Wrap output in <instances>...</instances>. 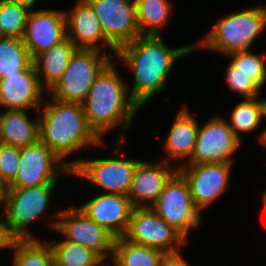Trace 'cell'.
Returning <instances> with one entry per match:
<instances>
[{
	"label": "cell",
	"instance_id": "cell-21",
	"mask_svg": "<svg viewBox=\"0 0 266 266\" xmlns=\"http://www.w3.org/2000/svg\"><path fill=\"white\" fill-rule=\"evenodd\" d=\"M26 111H0V143L21 149L40 140L39 119H29Z\"/></svg>",
	"mask_w": 266,
	"mask_h": 266
},
{
	"label": "cell",
	"instance_id": "cell-27",
	"mask_svg": "<svg viewBox=\"0 0 266 266\" xmlns=\"http://www.w3.org/2000/svg\"><path fill=\"white\" fill-rule=\"evenodd\" d=\"M266 116V98L263 99H244L237 104L232 113L229 127L233 133L242 140L240 133L255 130Z\"/></svg>",
	"mask_w": 266,
	"mask_h": 266
},
{
	"label": "cell",
	"instance_id": "cell-31",
	"mask_svg": "<svg viewBox=\"0 0 266 266\" xmlns=\"http://www.w3.org/2000/svg\"><path fill=\"white\" fill-rule=\"evenodd\" d=\"M226 80L229 89L244 96V99L257 98L261 88L247 75L238 71V68L231 62L226 69Z\"/></svg>",
	"mask_w": 266,
	"mask_h": 266
},
{
	"label": "cell",
	"instance_id": "cell-38",
	"mask_svg": "<svg viewBox=\"0 0 266 266\" xmlns=\"http://www.w3.org/2000/svg\"><path fill=\"white\" fill-rule=\"evenodd\" d=\"M262 204H263V206H264V209H265V211H266V192L263 194V196H262ZM265 214H266V212H265Z\"/></svg>",
	"mask_w": 266,
	"mask_h": 266
},
{
	"label": "cell",
	"instance_id": "cell-35",
	"mask_svg": "<svg viewBox=\"0 0 266 266\" xmlns=\"http://www.w3.org/2000/svg\"><path fill=\"white\" fill-rule=\"evenodd\" d=\"M7 194H8V185H6L0 179V205H2V207H5V203H6V199H7Z\"/></svg>",
	"mask_w": 266,
	"mask_h": 266
},
{
	"label": "cell",
	"instance_id": "cell-6",
	"mask_svg": "<svg viewBox=\"0 0 266 266\" xmlns=\"http://www.w3.org/2000/svg\"><path fill=\"white\" fill-rule=\"evenodd\" d=\"M112 59L113 55L103 53L102 50L77 49L69 59L61 79L49 91L51 97L63 102L83 104L91 86Z\"/></svg>",
	"mask_w": 266,
	"mask_h": 266
},
{
	"label": "cell",
	"instance_id": "cell-14",
	"mask_svg": "<svg viewBox=\"0 0 266 266\" xmlns=\"http://www.w3.org/2000/svg\"><path fill=\"white\" fill-rule=\"evenodd\" d=\"M231 167L217 163L178 165V171L187 180L193 202L200 211L225 193Z\"/></svg>",
	"mask_w": 266,
	"mask_h": 266
},
{
	"label": "cell",
	"instance_id": "cell-17",
	"mask_svg": "<svg viewBox=\"0 0 266 266\" xmlns=\"http://www.w3.org/2000/svg\"><path fill=\"white\" fill-rule=\"evenodd\" d=\"M44 91L33 62L27 69L0 79V107L6 110L39 109Z\"/></svg>",
	"mask_w": 266,
	"mask_h": 266
},
{
	"label": "cell",
	"instance_id": "cell-4",
	"mask_svg": "<svg viewBox=\"0 0 266 266\" xmlns=\"http://www.w3.org/2000/svg\"><path fill=\"white\" fill-rule=\"evenodd\" d=\"M265 28L266 6L246 8L222 17L202 41L193 44L194 49L203 46L226 56L237 51L250 50Z\"/></svg>",
	"mask_w": 266,
	"mask_h": 266
},
{
	"label": "cell",
	"instance_id": "cell-40",
	"mask_svg": "<svg viewBox=\"0 0 266 266\" xmlns=\"http://www.w3.org/2000/svg\"><path fill=\"white\" fill-rule=\"evenodd\" d=\"M5 36H4V34L2 33V31H1V28H0V39H3Z\"/></svg>",
	"mask_w": 266,
	"mask_h": 266
},
{
	"label": "cell",
	"instance_id": "cell-36",
	"mask_svg": "<svg viewBox=\"0 0 266 266\" xmlns=\"http://www.w3.org/2000/svg\"><path fill=\"white\" fill-rule=\"evenodd\" d=\"M11 1L19 3L20 5L27 7L29 10H32V7L37 2V0H11Z\"/></svg>",
	"mask_w": 266,
	"mask_h": 266
},
{
	"label": "cell",
	"instance_id": "cell-2",
	"mask_svg": "<svg viewBox=\"0 0 266 266\" xmlns=\"http://www.w3.org/2000/svg\"><path fill=\"white\" fill-rule=\"evenodd\" d=\"M115 66L111 62L97 77L88 91L83 108L89 126L102 140L106 132L121 124L115 146L120 153L124 131L131 127L141 107L126 93L129 85L118 75Z\"/></svg>",
	"mask_w": 266,
	"mask_h": 266
},
{
	"label": "cell",
	"instance_id": "cell-15",
	"mask_svg": "<svg viewBox=\"0 0 266 266\" xmlns=\"http://www.w3.org/2000/svg\"><path fill=\"white\" fill-rule=\"evenodd\" d=\"M66 38V12L49 9L30 10L22 39L33 60Z\"/></svg>",
	"mask_w": 266,
	"mask_h": 266
},
{
	"label": "cell",
	"instance_id": "cell-30",
	"mask_svg": "<svg viewBox=\"0 0 266 266\" xmlns=\"http://www.w3.org/2000/svg\"><path fill=\"white\" fill-rule=\"evenodd\" d=\"M232 58L231 63L238 68V71L247 75L260 88L266 82V55H257L251 53L250 50L237 51L227 55Z\"/></svg>",
	"mask_w": 266,
	"mask_h": 266
},
{
	"label": "cell",
	"instance_id": "cell-28",
	"mask_svg": "<svg viewBox=\"0 0 266 266\" xmlns=\"http://www.w3.org/2000/svg\"><path fill=\"white\" fill-rule=\"evenodd\" d=\"M13 266H53V253L48 243L34 240H12Z\"/></svg>",
	"mask_w": 266,
	"mask_h": 266
},
{
	"label": "cell",
	"instance_id": "cell-33",
	"mask_svg": "<svg viewBox=\"0 0 266 266\" xmlns=\"http://www.w3.org/2000/svg\"><path fill=\"white\" fill-rule=\"evenodd\" d=\"M160 266H189V264L178 250L174 252H165L161 259Z\"/></svg>",
	"mask_w": 266,
	"mask_h": 266
},
{
	"label": "cell",
	"instance_id": "cell-39",
	"mask_svg": "<svg viewBox=\"0 0 266 266\" xmlns=\"http://www.w3.org/2000/svg\"><path fill=\"white\" fill-rule=\"evenodd\" d=\"M103 263V264H102ZM114 265L112 266H116V264L113 262ZM98 266H111L109 263H105V260H103V262H101Z\"/></svg>",
	"mask_w": 266,
	"mask_h": 266
},
{
	"label": "cell",
	"instance_id": "cell-26",
	"mask_svg": "<svg viewBox=\"0 0 266 266\" xmlns=\"http://www.w3.org/2000/svg\"><path fill=\"white\" fill-rule=\"evenodd\" d=\"M33 63L23 39L7 37L0 39V79L17 74Z\"/></svg>",
	"mask_w": 266,
	"mask_h": 266
},
{
	"label": "cell",
	"instance_id": "cell-10",
	"mask_svg": "<svg viewBox=\"0 0 266 266\" xmlns=\"http://www.w3.org/2000/svg\"><path fill=\"white\" fill-rule=\"evenodd\" d=\"M60 172L72 175V170L67 162L60 159L39 140L37 143L21 148L16 177L8 187L56 184Z\"/></svg>",
	"mask_w": 266,
	"mask_h": 266
},
{
	"label": "cell",
	"instance_id": "cell-19",
	"mask_svg": "<svg viewBox=\"0 0 266 266\" xmlns=\"http://www.w3.org/2000/svg\"><path fill=\"white\" fill-rule=\"evenodd\" d=\"M171 166L164 160L158 163L141 161L138 164L128 193L134 207H151L165 184L178 171V166Z\"/></svg>",
	"mask_w": 266,
	"mask_h": 266
},
{
	"label": "cell",
	"instance_id": "cell-34",
	"mask_svg": "<svg viewBox=\"0 0 266 266\" xmlns=\"http://www.w3.org/2000/svg\"><path fill=\"white\" fill-rule=\"evenodd\" d=\"M1 218L3 219L2 215H0V250H3V248L9 249L12 240L8 237Z\"/></svg>",
	"mask_w": 266,
	"mask_h": 266
},
{
	"label": "cell",
	"instance_id": "cell-9",
	"mask_svg": "<svg viewBox=\"0 0 266 266\" xmlns=\"http://www.w3.org/2000/svg\"><path fill=\"white\" fill-rule=\"evenodd\" d=\"M51 217L56 218L50 222L52 228L61 232L65 240L85 246L97 253L103 260L108 259L107 256L110 254L111 257L113 256L116 237L106 228L92 221L78 207L71 206Z\"/></svg>",
	"mask_w": 266,
	"mask_h": 266
},
{
	"label": "cell",
	"instance_id": "cell-11",
	"mask_svg": "<svg viewBox=\"0 0 266 266\" xmlns=\"http://www.w3.org/2000/svg\"><path fill=\"white\" fill-rule=\"evenodd\" d=\"M124 237L163 252L178 251L186 239L151 207H134Z\"/></svg>",
	"mask_w": 266,
	"mask_h": 266
},
{
	"label": "cell",
	"instance_id": "cell-5",
	"mask_svg": "<svg viewBox=\"0 0 266 266\" xmlns=\"http://www.w3.org/2000/svg\"><path fill=\"white\" fill-rule=\"evenodd\" d=\"M55 184L31 187H8L3 222L11 240H34L29 232L30 223L47 209ZM28 229V230H27Z\"/></svg>",
	"mask_w": 266,
	"mask_h": 266
},
{
	"label": "cell",
	"instance_id": "cell-1",
	"mask_svg": "<svg viewBox=\"0 0 266 266\" xmlns=\"http://www.w3.org/2000/svg\"><path fill=\"white\" fill-rule=\"evenodd\" d=\"M194 45L166 47L162 36H139L121 46L116 57L133 71V87L129 93L142 108L158 92L165 89L174 62L194 52Z\"/></svg>",
	"mask_w": 266,
	"mask_h": 266
},
{
	"label": "cell",
	"instance_id": "cell-13",
	"mask_svg": "<svg viewBox=\"0 0 266 266\" xmlns=\"http://www.w3.org/2000/svg\"><path fill=\"white\" fill-rule=\"evenodd\" d=\"M93 8L106 39L118 50L141 36L135 0H86Z\"/></svg>",
	"mask_w": 266,
	"mask_h": 266
},
{
	"label": "cell",
	"instance_id": "cell-22",
	"mask_svg": "<svg viewBox=\"0 0 266 266\" xmlns=\"http://www.w3.org/2000/svg\"><path fill=\"white\" fill-rule=\"evenodd\" d=\"M78 48L68 37L42 52L34 60L39 83L49 92L61 79L69 59Z\"/></svg>",
	"mask_w": 266,
	"mask_h": 266
},
{
	"label": "cell",
	"instance_id": "cell-18",
	"mask_svg": "<svg viewBox=\"0 0 266 266\" xmlns=\"http://www.w3.org/2000/svg\"><path fill=\"white\" fill-rule=\"evenodd\" d=\"M67 37L78 49L110 48L116 56L117 49L106 39L93 8L86 0H77L66 13ZM103 44V45H101Z\"/></svg>",
	"mask_w": 266,
	"mask_h": 266
},
{
	"label": "cell",
	"instance_id": "cell-25",
	"mask_svg": "<svg viewBox=\"0 0 266 266\" xmlns=\"http://www.w3.org/2000/svg\"><path fill=\"white\" fill-rule=\"evenodd\" d=\"M55 266H98L103 259L94 251L68 240L48 243Z\"/></svg>",
	"mask_w": 266,
	"mask_h": 266
},
{
	"label": "cell",
	"instance_id": "cell-12",
	"mask_svg": "<svg viewBox=\"0 0 266 266\" xmlns=\"http://www.w3.org/2000/svg\"><path fill=\"white\" fill-rule=\"evenodd\" d=\"M241 140L233 133L227 120L214 116L199 126L195 148L185 164L217 163L232 165V155Z\"/></svg>",
	"mask_w": 266,
	"mask_h": 266
},
{
	"label": "cell",
	"instance_id": "cell-23",
	"mask_svg": "<svg viewBox=\"0 0 266 266\" xmlns=\"http://www.w3.org/2000/svg\"><path fill=\"white\" fill-rule=\"evenodd\" d=\"M165 252L136 244L124 236L114 241L112 260L116 266H160Z\"/></svg>",
	"mask_w": 266,
	"mask_h": 266
},
{
	"label": "cell",
	"instance_id": "cell-24",
	"mask_svg": "<svg viewBox=\"0 0 266 266\" xmlns=\"http://www.w3.org/2000/svg\"><path fill=\"white\" fill-rule=\"evenodd\" d=\"M137 23L141 36H162L161 28L171 14L168 0H135Z\"/></svg>",
	"mask_w": 266,
	"mask_h": 266
},
{
	"label": "cell",
	"instance_id": "cell-29",
	"mask_svg": "<svg viewBox=\"0 0 266 266\" xmlns=\"http://www.w3.org/2000/svg\"><path fill=\"white\" fill-rule=\"evenodd\" d=\"M30 10L11 0H0V28L4 36L22 38Z\"/></svg>",
	"mask_w": 266,
	"mask_h": 266
},
{
	"label": "cell",
	"instance_id": "cell-8",
	"mask_svg": "<svg viewBox=\"0 0 266 266\" xmlns=\"http://www.w3.org/2000/svg\"><path fill=\"white\" fill-rule=\"evenodd\" d=\"M141 160L122 158L80 159L67 162L72 175L103 188L105 193L127 195Z\"/></svg>",
	"mask_w": 266,
	"mask_h": 266
},
{
	"label": "cell",
	"instance_id": "cell-37",
	"mask_svg": "<svg viewBox=\"0 0 266 266\" xmlns=\"http://www.w3.org/2000/svg\"><path fill=\"white\" fill-rule=\"evenodd\" d=\"M265 119H266V116H265ZM260 134L261 135L258 139H259L260 143L262 144V146L266 147V129Z\"/></svg>",
	"mask_w": 266,
	"mask_h": 266
},
{
	"label": "cell",
	"instance_id": "cell-32",
	"mask_svg": "<svg viewBox=\"0 0 266 266\" xmlns=\"http://www.w3.org/2000/svg\"><path fill=\"white\" fill-rule=\"evenodd\" d=\"M21 149L0 143V179L10 185L16 177Z\"/></svg>",
	"mask_w": 266,
	"mask_h": 266
},
{
	"label": "cell",
	"instance_id": "cell-20",
	"mask_svg": "<svg viewBox=\"0 0 266 266\" xmlns=\"http://www.w3.org/2000/svg\"><path fill=\"white\" fill-rule=\"evenodd\" d=\"M199 126L187 109L179 110L165 140L164 148L169 159L164 161L171 163L169 161L182 159L185 164L193 154Z\"/></svg>",
	"mask_w": 266,
	"mask_h": 266
},
{
	"label": "cell",
	"instance_id": "cell-3",
	"mask_svg": "<svg viewBox=\"0 0 266 266\" xmlns=\"http://www.w3.org/2000/svg\"><path fill=\"white\" fill-rule=\"evenodd\" d=\"M43 105L39 119L40 141L60 159L88 146H104L103 141L89 126L83 104L63 102L52 97ZM88 145V146H87Z\"/></svg>",
	"mask_w": 266,
	"mask_h": 266
},
{
	"label": "cell",
	"instance_id": "cell-7",
	"mask_svg": "<svg viewBox=\"0 0 266 266\" xmlns=\"http://www.w3.org/2000/svg\"><path fill=\"white\" fill-rule=\"evenodd\" d=\"M151 208L185 239L189 231L201 225V213L195 206L189 184L177 171L165 184Z\"/></svg>",
	"mask_w": 266,
	"mask_h": 266
},
{
	"label": "cell",
	"instance_id": "cell-16",
	"mask_svg": "<svg viewBox=\"0 0 266 266\" xmlns=\"http://www.w3.org/2000/svg\"><path fill=\"white\" fill-rule=\"evenodd\" d=\"M115 237L127 232L134 205L127 195L103 193L78 207Z\"/></svg>",
	"mask_w": 266,
	"mask_h": 266
}]
</instances>
